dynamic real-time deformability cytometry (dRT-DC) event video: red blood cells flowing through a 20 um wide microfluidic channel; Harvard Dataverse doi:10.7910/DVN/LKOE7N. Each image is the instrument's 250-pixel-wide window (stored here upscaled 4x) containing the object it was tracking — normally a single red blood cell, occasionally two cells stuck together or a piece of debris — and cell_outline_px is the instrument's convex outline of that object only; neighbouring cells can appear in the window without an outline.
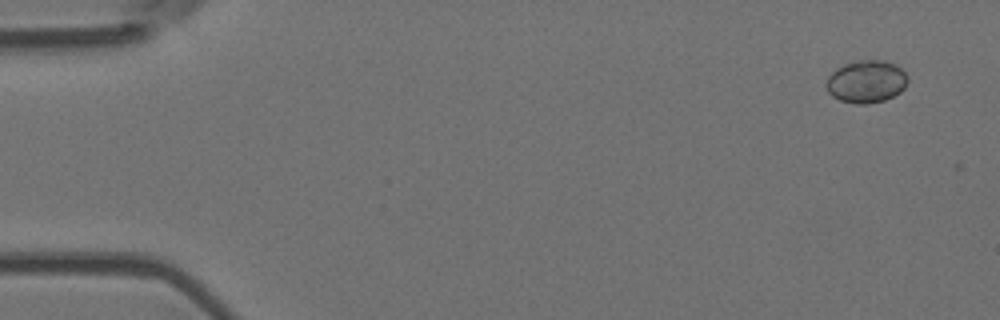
{"species": "Egyptian fruit bat (a non-hibernating species)", "species_latin": "Rousettus aegyptiacus", "temperature_condition": "room temperature", "stored_images_in_passage": 3, "camera_frame_rate_fps": 3000, "um_per_image_px": 0.085, "animal": {"sex": "female"}, "frame": {"image": 1, "passage_image": 1, "time_ms": 0.0, "image_size_px": [1000, 320], "cell_outline_px": [[908, 80], [904, 88], [900, 92], [884, 100], [868, 104], [856, 104], [840, 100], [832, 96], [828, 92], [824, 84], [828, 76], [836, 68], [844, 64], [856, 60], [884, 60], [896, 64], [908, 76]], "centroid_in_image_um": [73.61, 6.92], "position_along_channel_um": 11.4, "area_um2": 20.4}}